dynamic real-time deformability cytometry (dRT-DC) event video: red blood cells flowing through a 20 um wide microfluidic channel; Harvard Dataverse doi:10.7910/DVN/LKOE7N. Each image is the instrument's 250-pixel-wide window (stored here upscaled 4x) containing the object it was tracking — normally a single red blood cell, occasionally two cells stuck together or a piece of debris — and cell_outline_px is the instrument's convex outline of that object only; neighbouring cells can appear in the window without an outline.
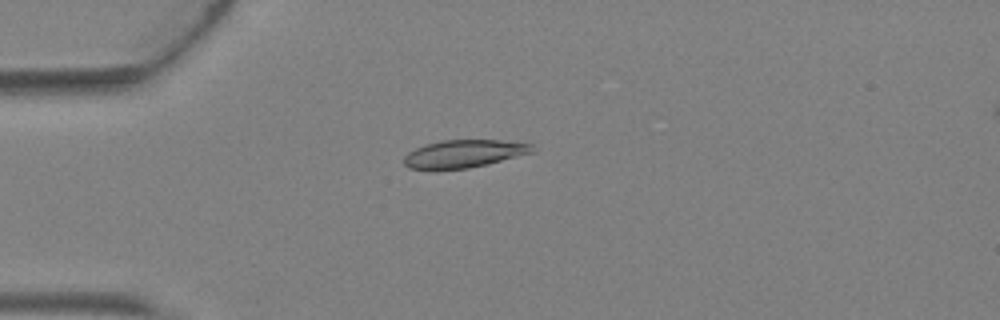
{"species": "Egyptian fruit bat (a non-hibernating species)", "species_latin": "Rousettus aegyptiacus", "temperature_condition": "warm", "stored_images_in_passage": 2, "camera_frame_rate_fps": 3000, "um_per_image_px": 0.085, "animal": {"sex": "female"}, "frame": {"image": 1, "passage_image": 2, "time_ms": 0.333, "image_size_px": [1000, 320], "cell_outline_px": [[536, 152], [488, 164], [468, 168], [436, 172], [408, 168], [404, 164], [404, 156], [408, 152], [424, 144], [440, 140], [500, 140], [532, 144]], "centroid_in_image_um": [39.39, 13.1], "position_along_channel_um": 45.6, "area_um2": 21.5}}